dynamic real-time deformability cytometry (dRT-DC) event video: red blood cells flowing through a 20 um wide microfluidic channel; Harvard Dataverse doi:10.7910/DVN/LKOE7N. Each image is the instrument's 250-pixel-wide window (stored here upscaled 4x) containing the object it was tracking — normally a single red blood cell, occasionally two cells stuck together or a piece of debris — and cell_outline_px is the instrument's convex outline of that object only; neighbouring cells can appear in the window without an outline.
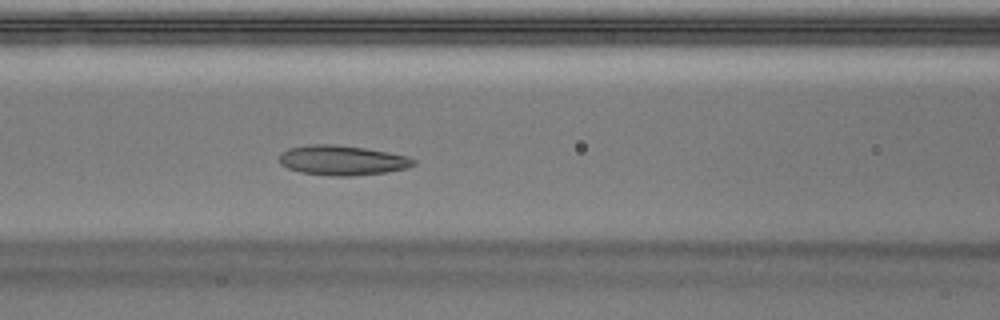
{"species": "Egyptian fruit bat (a non-hibernating species)", "species_latin": "Rousettus aegyptiacus", "temperature_condition": "warm", "stored_images_in_passage": 48, "camera_frame_rate_fps": 3000, "um_per_image_px": 0.085, "animal": {"sex": "male"}, "frame": {"image": 1, "passage_image": 19, "time_ms": 6.0, "image_size_px": [1000, 320], "cell_outline_px": [[416, 164], [408, 168], [388, 172], [352, 176], [332, 176], [300, 172], [288, 168], [280, 164], [280, 152], [288, 148], [308, 144], [336, 144], [364, 148], [388, 152], [408, 156], [416, 160]], "centroid_in_image_um": [29.1, 13.62], "position_along_channel_um": 137.5, "area_um2": 23.58}}
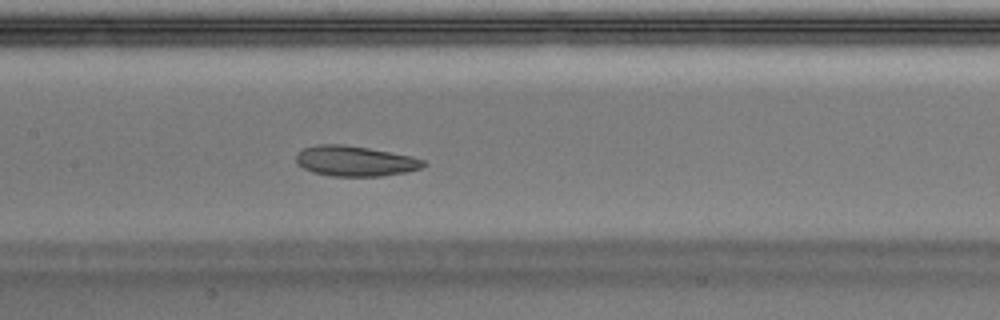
{"frame": {"image": 2, "passage_image": 22, "time_ms": 7.0, "image_size_px": [1000, 320], "cell_outline_px": [[428, 164], [420, 168], [408, 172], [380, 176], [332, 176], [312, 172], [296, 164], [296, 152], [304, 148], [316, 144], [344, 144], [368, 148], [412, 156], [424, 160]], "centroid_in_image_um": [30.16, 13.68], "position_along_channel_um": 177.2, "area_um2": 22.66}}
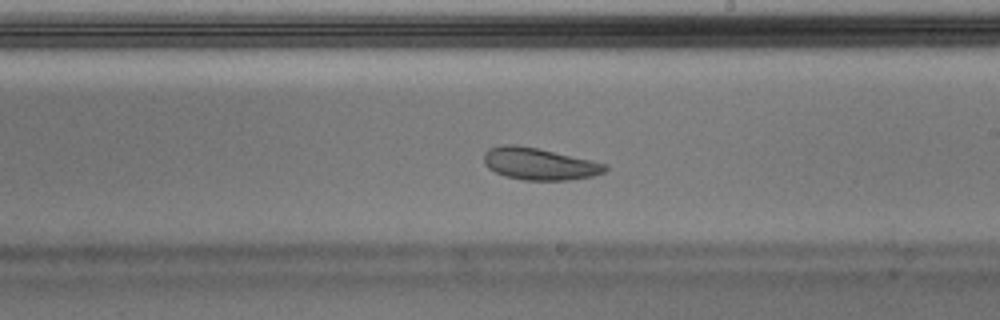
{"frame": {"image": 3, "passage_image": 27, "time_ms": 8.667, "image_size_px": [1000, 320], "cell_outline_px": [[608, 168], [604, 172], [592, 176], [568, 180], [524, 180], [504, 176], [488, 168], [484, 164], [484, 152], [488, 148], [504, 144], [516, 144], [536, 148], [608, 164]], "centroid_in_image_um": [45.8, 13.93], "position_along_channel_um": 243.2, "area_um2": 22.54}, "authors_computed_cell_mechanics": {"area_um2": 24.1604, "velocity_mm_per_s": 3.9673, "shape_relaxation_time_tau1_ms": 3.48, "shape_relaxation_time_tau2_ms": 1.7492, "deformation_change_tau1": 0.1128, "deformation_change_tau2": 0.0732}}